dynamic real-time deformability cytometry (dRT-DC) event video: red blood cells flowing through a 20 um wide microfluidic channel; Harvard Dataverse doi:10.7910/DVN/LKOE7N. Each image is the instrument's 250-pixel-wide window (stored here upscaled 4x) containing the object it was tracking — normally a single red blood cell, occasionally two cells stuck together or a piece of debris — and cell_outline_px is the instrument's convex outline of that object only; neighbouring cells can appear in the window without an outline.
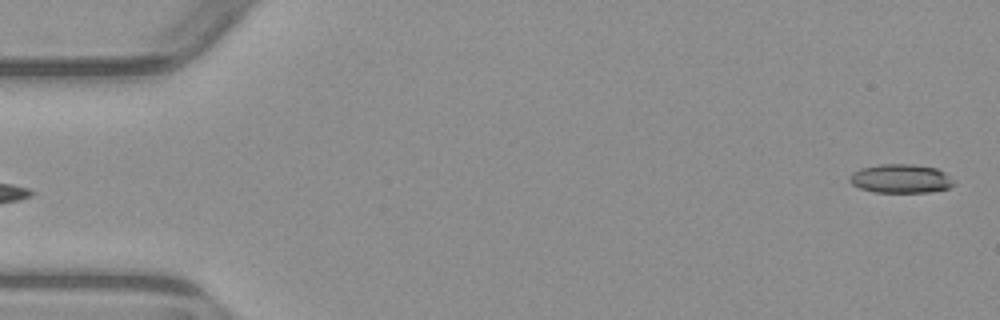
{"species": "common noctule bat (a hibernating species)", "species_latin": "Nyctalus noctula", "temperature_condition": "warm", "stored_images_in_passage": 6, "camera_frame_rate_fps": 3000, "um_per_image_px": 0.085, "animal": {"sex": "male", "body_mass_g": 23.1, "forearm_length_mm": 52.7}, "frame": {"image": 1, "passage_image": 6, "time_ms": 6.0, "image_size_px": [1000, 320], "cell_outline_px": [[956, 184], [948, 188], [928, 192], [872, 192], [860, 188], [852, 184], [848, 180], [848, 176], [852, 172], [860, 168], [880, 164], [912, 164], [936, 168], [944, 172]], "centroid_in_image_um": [76.52, 15.18], "position_along_channel_um": 8.5, "area_um2": 17.57}}